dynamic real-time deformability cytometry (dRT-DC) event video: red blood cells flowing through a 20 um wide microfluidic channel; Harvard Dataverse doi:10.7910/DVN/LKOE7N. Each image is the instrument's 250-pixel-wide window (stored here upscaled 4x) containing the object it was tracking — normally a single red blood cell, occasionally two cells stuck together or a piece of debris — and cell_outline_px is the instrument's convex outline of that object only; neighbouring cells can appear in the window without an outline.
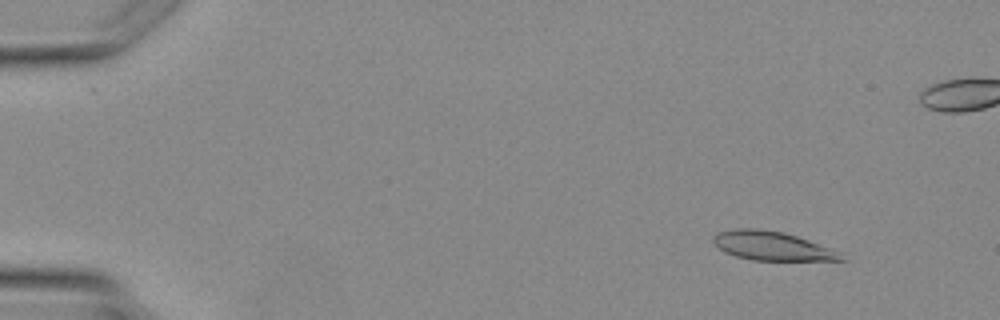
{"species": "Egyptian fruit bat (a non-hibernating species)", "species_latin": "Rousettus aegyptiacus", "temperature_condition": "warm", "stored_images_in_passage": 4, "camera_frame_rate_fps": 3000, "um_per_image_px": 0.085, "animal": {"sex": "female"}, "frame": {"image": 1, "passage_image": 2, "time_ms": 1.0, "image_size_px": [1000, 320], "cell_outline_px": [[848, 260], [752, 260], [736, 256], [724, 252], [716, 248], [712, 240], [712, 236], [716, 232], [736, 228], [756, 228], [784, 232], [844, 252]], "centroid_in_image_um": [65.63, 20.9], "position_along_channel_um": 19.4, "area_um2": 21.91}}